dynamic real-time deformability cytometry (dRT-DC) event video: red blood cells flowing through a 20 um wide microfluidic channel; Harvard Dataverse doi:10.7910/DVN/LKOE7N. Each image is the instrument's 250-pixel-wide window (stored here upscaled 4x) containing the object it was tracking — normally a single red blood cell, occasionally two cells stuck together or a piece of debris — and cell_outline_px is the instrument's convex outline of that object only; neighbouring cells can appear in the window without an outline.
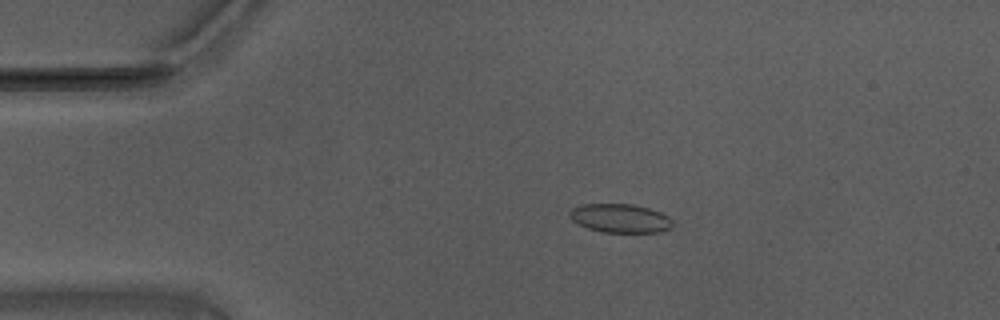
{"species": "Egyptian fruit bat (a non-hibernating species)", "species_latin": "Rousettus aegyptiacus", "temperature_condition": "warm", "stored_images_in_passage": 55, "camera_frame_rate_fps": 3000, "um_per_image_px": 0.085, "animal": {"sex": "male"}, "frame": {"image": 1, "passage_image": 11, "time_ms": 3.333, "image_size_px": [1000, 320], "cell_outline_px": [[672, 228], [660, 232], [600, 232], [588, 228], [572, 220], [568, 216], [568, 212], [572, 208], [580, 204], [632, 204], [648, 208], [660, 212], [668, 216], [672, 220]], "centroid_in_image_um": [52.7, 18.55], "position_along_channel_um": 32.3, "area_um2": 17.34}}
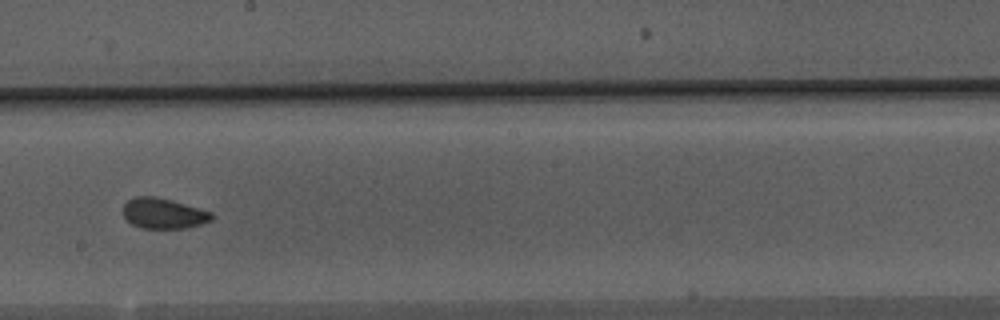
{"frame": {"image": 2, "passage_image": 31, "time_ms": 10.0, "image_size_px": [1000, 320], "cell_outline_px": [[216, 216], [212, 220], [188, 228], [140, 228], [132, 224], [124, 216], [124, 204], [128, 200], [136, 196], [152, 196], [184, 204], [212, 212]], "centroid_in_image_um": [13.91, 18.15], "position_along_channel_um": 234.3, "area_um2": 15.55}}
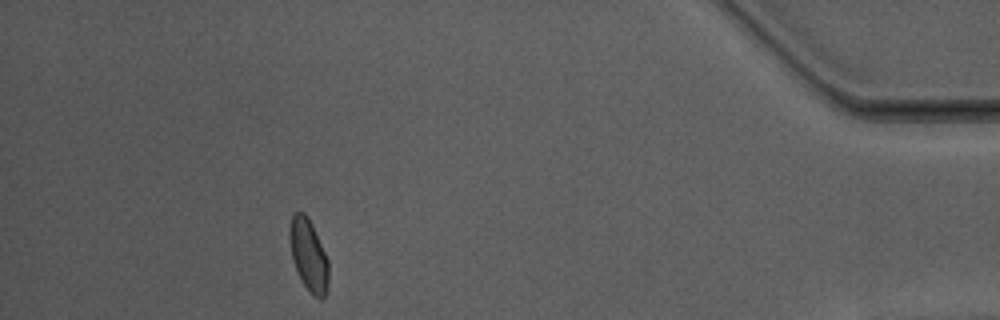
{"frame": {"image": 3, "passage_image": 50, "time_ms": 16.333, "image_size_px": [1000, 320], "cell_outline_px": [[328, 284], [324, 296], [320, 300], [312, 296], [304, 284], [292, 260], [288, 236], [288, 232], [292, 216], [296, 212], [304, 212], [308, 216], [312, 224], [328, 260]], "centroid_in_image_um": [26.22, 21.67], "position_along_channel_um": 409.0, "area_um2": 16.3}, "authors_computed_cell_mechanics": {"area_um2": 16.5886, "velocity_mm_per_s": 3.7031, "shape_relaxation_time_tau1_ms": 11.0375, "shape_relaxation_time_tau2_ms": 1.6372, "deformation_change_tau1": 0.1415, "deformation_change_tau2": 0.0579}}